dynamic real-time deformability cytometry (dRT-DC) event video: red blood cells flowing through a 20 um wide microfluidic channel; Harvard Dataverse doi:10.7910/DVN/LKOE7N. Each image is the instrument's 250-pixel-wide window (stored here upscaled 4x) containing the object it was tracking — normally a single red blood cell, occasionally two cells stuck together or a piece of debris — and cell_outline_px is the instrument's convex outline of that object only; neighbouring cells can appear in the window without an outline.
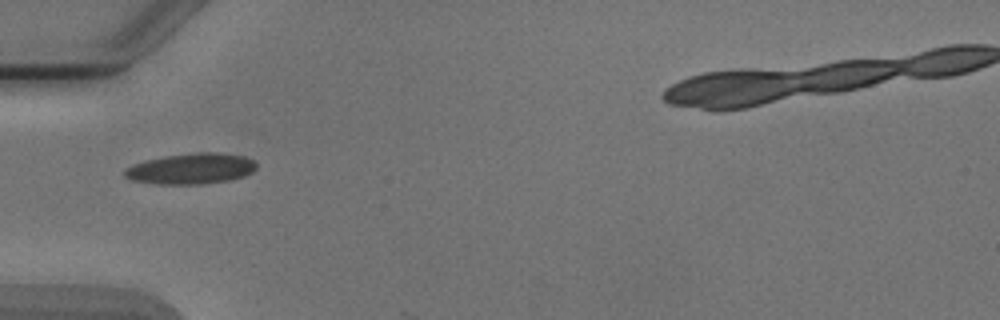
{"species": "Egyptian fruit bat (a non-hibernating species)", "species_latin": "Rousettus aegyptiacus", "temperature_condition": "cold", "stored_images_in_passage": 2, "camera_frame_rate_fps": 3000, "um_per_image_px": 0.085, "animal": {"sex": "male"}, "frame": {"image": 1, "passage_image": 2, "time_ms": 1.0, "image_size_px": [1000, 320], "cell_outline_px": [[256, 168], [252, 172], [244, 176], [228, 180], [200, 184], [156, 184], [128, 180], [124, 176], [124, 172], [132, 164], [144, 160], [164, 156], [196, 152], [216, 152], [244, 156], [252, 160], [256, 164]], "centroid_in_image_um": [16.2, 14.33], "position_along_channel_um": 68.8, "area_um2": 23.7}}